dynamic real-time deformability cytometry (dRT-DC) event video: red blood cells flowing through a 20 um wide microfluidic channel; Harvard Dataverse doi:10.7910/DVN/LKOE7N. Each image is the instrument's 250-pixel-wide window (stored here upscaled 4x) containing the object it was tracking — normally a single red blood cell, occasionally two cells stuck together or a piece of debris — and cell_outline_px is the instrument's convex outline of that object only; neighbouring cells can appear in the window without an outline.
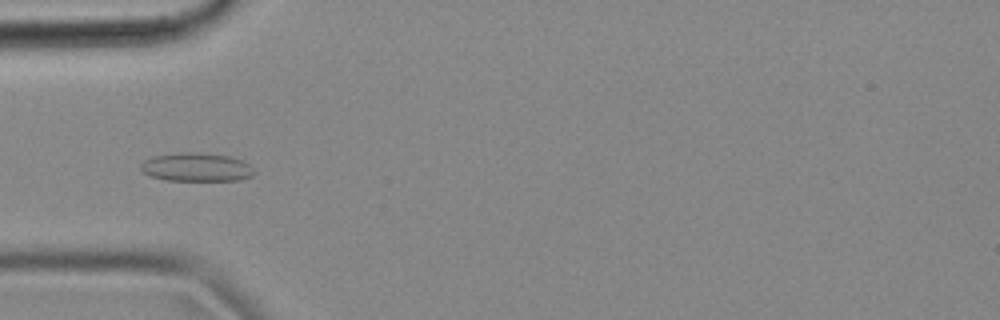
{"species": "common noctule bat (a hibernating species)", "species_latin": "Nyctalus noctula", "temperature_condition": "cold", "stored_images_in_passage": 55, "camera_frame_rate_fps": 3000, "um_per_image_px": 0.085, "animal": {"sex": "female", "body_mass_g": 18.4}, "frame": {"image": 1, "passage_image": 17, "time_ms": 5.333, "image_size_px": [1000, 320], "cell_outline_px": [[256, 172], [252, 176], [240, 180], [168, 180], [148, 176], [140, 168], [140, 164], [144, 160], [152, 156], [180, 152], [200, 152], [232, 156], [248, 164]], "centroid_in_image_um": [16.68, 14.2], "position_along_channel_um": 68.3, "area_um2": 19.02}}
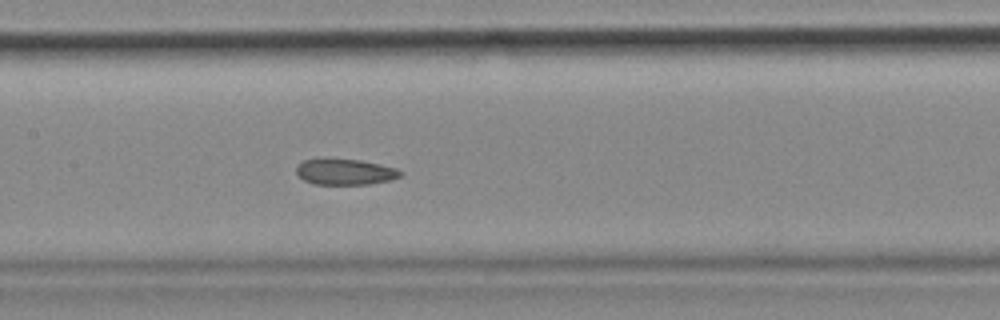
{"frame": {"image": 2, "passage_image": 26, "time_ms": 8.333, "image_size_px": [1000, 320], "cell_outline_px": [[404, 172], [400, 176], [388, 180], [368, 184], [312, 184], [304, 180], [296, 172], [296, 168], [304, 160], [320, 156], [324, 156], [360, 160], [380, 164], [396, 168]], "centroid_in_image_um": [29.28, 14.56], "position_along_channel_um": 178.1, "area_um2": 16.13}}
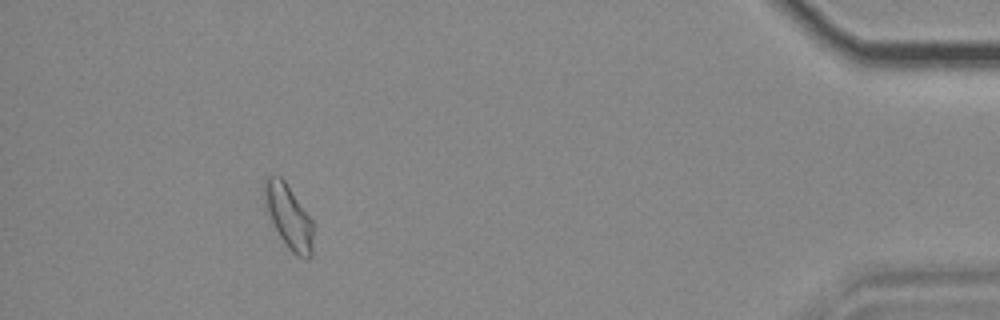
{"frame": {"image": 3, "passage_image": 50, "time_ms": 16.333, "image_size_px": [1000, 320], "cell_outline_px": [[312, 256], [308, 260], [296, 256], [288, 248], [280, 236], [268, 212], [264, 200], [264, 180], [268, 176], [280, 176], [284, 180], [312, 220]], "centroid_in_image_um": [24.55, 18.43], "position_along_channel_um": 410.7, "area_um2": 17.74}, "authors_computed_cell_mechanics": {"area_um2": 16.9354, "velocity_mm_per_s": 3.661, "shape_relaxation_time_tau1_ms": null, "shape_relaxation_time_tau2_ms": 1.3487, "deformation_change_tau1": null, "deformation_change_tau2": 0.0655}}